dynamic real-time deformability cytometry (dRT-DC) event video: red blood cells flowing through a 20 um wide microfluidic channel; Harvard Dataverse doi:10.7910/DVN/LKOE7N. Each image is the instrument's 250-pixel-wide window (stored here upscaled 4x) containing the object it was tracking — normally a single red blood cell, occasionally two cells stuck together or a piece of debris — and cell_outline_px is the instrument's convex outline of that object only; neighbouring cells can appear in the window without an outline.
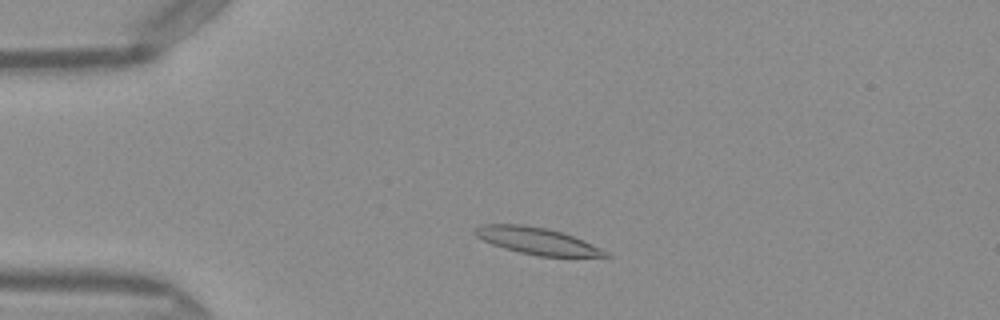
{"species": "Egyptian fruit bat (a non-hibernating species)", "species_latin": "Rousettus aegyptiacus", "temperature_condition": "warm", "stored_images_in_passage": 45, "camera_frame_rate_fps": 3000, "um_per_image_px": 0.085, "frame": {"image": 1, "passage_image": 7, "time_ms": 2.0, "image_size_px": [1000, 320], "cell_outline_px": [[612, 256], [540, 256], [520, 252], [504, 248], [492, 244], [476, 236], [472, 232], [472, 228], [480, 224], [524, 224], [548, 228], [584, 240], [608, 252]], "centroid_in_image_um": [45.58, 20.45], "position_along_channel_um": 39.4, "area_um2": 20.29}}
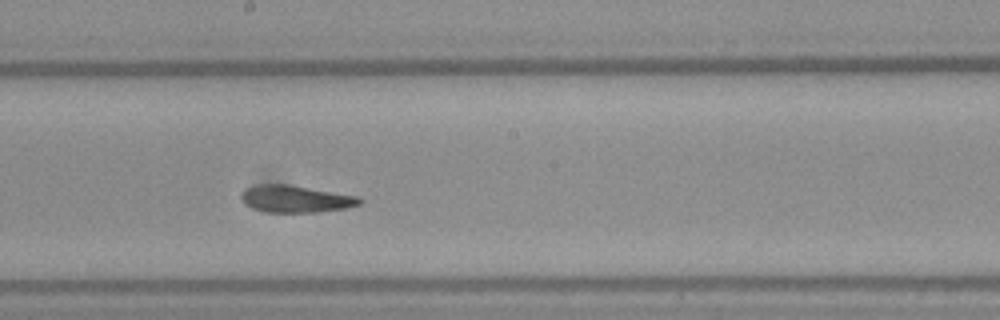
{"frame": {"image": 2, "passage_image": 23, "time_ms": 7.333, "image_size_px": [1000, 320], "cell_outline_px": [[364, 200], [360, 204], [348, 208], [316, 212], [268, 212], [252, 208], [244, 204], [240, 196], [248, 188], [256, 184], [288, 184], [360, 196]], "centroid_in_image_um": [25.18, 16.9], "position_along_channel_um": 223.0, "area_um2": 18.79}}
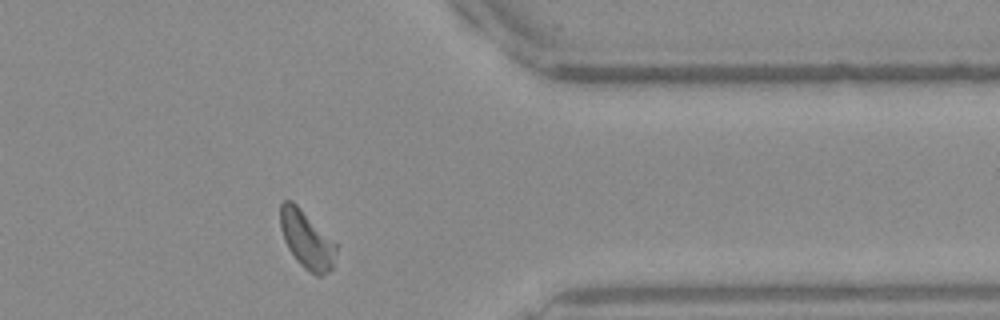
{"frame": {"image": 3, "passage_image": 36, "time_ms": 11.667, "image_size_px": [1000, 320], "cell_outline_px": [[336, 252], [332, 268], [328, 272], [320, 276], [316, 276], [308, 272], [296, 260], [288, 248], [284, 240], [280, 228], [280, 204], [284, 200], [292, 200], [336, 244]], "centroid_in_image_um": [26.04, 20.39], "position_along_channel_um": 385.4, "area_um2": 18.55}, "authors_computed_cell_mechanics": {"area_um2": 18.6116, "velocity_mm_per_s": 4.06, "shape_relaxation_time_tau1_ms": 9.0077, "shape_relaxation_time_tau2_ms": 3.2799, "deformation_change_tau1": 0.249, "deformation_change_tau2": 0.0724}}